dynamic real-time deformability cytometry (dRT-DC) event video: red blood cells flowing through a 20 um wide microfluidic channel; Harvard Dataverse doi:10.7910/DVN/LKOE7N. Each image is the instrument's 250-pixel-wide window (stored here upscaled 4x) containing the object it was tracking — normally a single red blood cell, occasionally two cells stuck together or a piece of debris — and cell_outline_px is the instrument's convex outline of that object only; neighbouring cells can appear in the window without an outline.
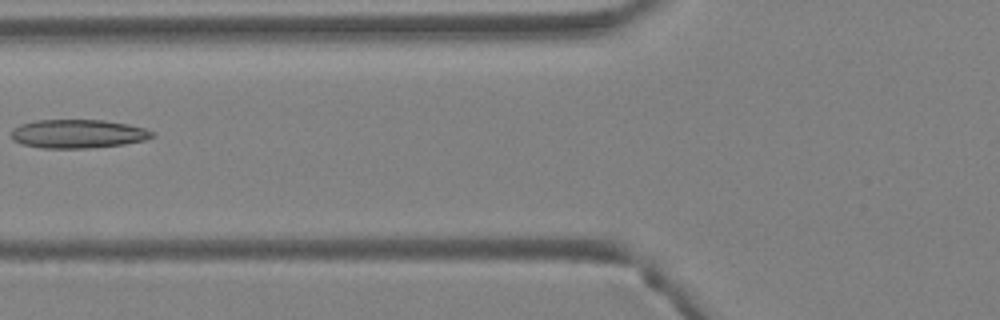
{"species": "Egyptian fruit bat (a non-hibernating species)", "species_latin": "Rousettus aegyptiacus", "temperature_condition": "warm", "stored_images_in_passage": 5, "camera_frame_rate_fps": 3000, "um_per_image_px": 0.085, "animal": {"sex": "female"}, "frame": {"image": 1, "passage_image": 5, "time_ms": 1.333, "image_size_px": [1000, 320], "cell_outline_px": [[156, 136], [144, 140], [124, 144], [88, 148], [40, 148], [20, 144], [12, 140], [12, 128], [20, 124], [36, 120], [104, 120], [128, 124], [144, 128], [156, 132]], "centroid_in_image_um": [6.62, 11.37], "position_along_channel_um": 119.2, "area_um2": 23.76}}